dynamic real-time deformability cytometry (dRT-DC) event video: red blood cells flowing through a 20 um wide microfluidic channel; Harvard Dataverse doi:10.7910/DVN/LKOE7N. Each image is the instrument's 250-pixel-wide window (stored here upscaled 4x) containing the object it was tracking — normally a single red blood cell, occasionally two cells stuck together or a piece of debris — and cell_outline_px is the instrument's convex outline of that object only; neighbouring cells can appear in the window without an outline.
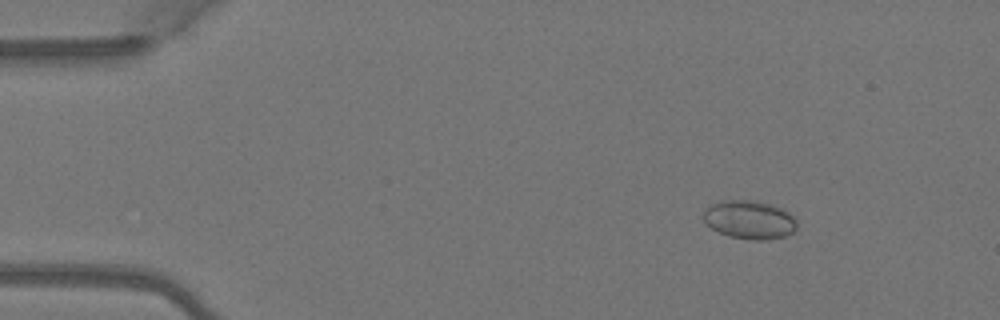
{"species": "Egyptian fruit bat (a non-hibernating species)", "species_latin": "Rousettus aegyptiacus", "temperature_condition": "warm", "stored_images_in_passage": 4, "camera_frame_rate_fps": 3000, "um_per_image_px": 0.085, "animal": {"sex": "female"}, "frame": {"image": 1, "passage_image": 2, "time_ms": 0.333, "image_size_px": [1000, 320], "cell_outline_px": [[796, 228], [792, 232], [784, 236], [768, 240], [752, 240], [728, 236], [712, 228], [704, 220], [704, 212], [708, 204], [724, 200], [752, 200], [772, 204], [784, 208], [796, 220]], "centroid_in_image_um": [63.71, 18.66], "position_along_channel_um": 21.3, "area_um2": 21.04}}